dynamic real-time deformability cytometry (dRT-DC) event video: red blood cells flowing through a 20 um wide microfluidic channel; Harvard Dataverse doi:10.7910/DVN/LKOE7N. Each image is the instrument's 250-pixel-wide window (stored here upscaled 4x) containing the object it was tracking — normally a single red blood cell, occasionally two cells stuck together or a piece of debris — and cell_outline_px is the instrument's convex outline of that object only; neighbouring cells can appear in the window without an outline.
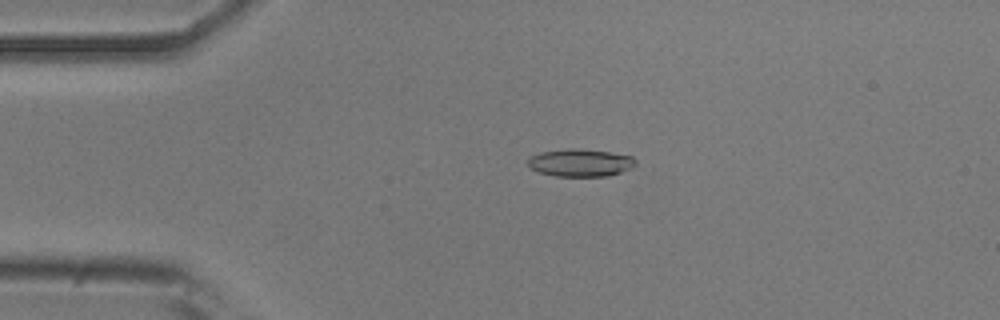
{"species": "common noctule bat (a hibernating species)", "species_latin": "Nyctalus noctula", "temperature_condition": "room temperature", "stored_images_in_passage": 48, "camera_frame_rate_fps": 3000, "um_per_image_px": 0.085, "animal": {"sex": "male", "body_mass_g": 20.5, "forearm_length_mm": 52.5}, "frame": {"image": 1, "passage_image": 6, "time_ms": 1.667, "image_size_px": [1000, 320], "cell_outline_px": [[636, 164], [632, 168], [608, 176], [556, 176], [540, 172], [532, 168], [528, 164], [528, 156], [540, 152], [568, 148], [576, 148], [608, 152], [632, 156], [636, 160]], "centroid_in_image_um": [49.33, 13.82], "position_along_channel_um": 35.7, "area_um2": 17.28}}
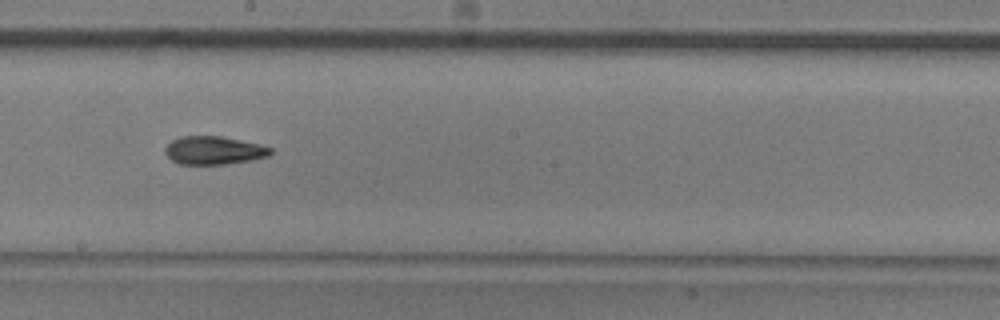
{"frame": {"image": 2, "passage_image": 24, "time_ms": 7.667, "image_size_px": [1000, 320], "cell_outline_px": [[272, 152], [268, 156], [252, 160], [224, 164], [180, 164], [172, 160], [164, 152], [164, 148], [172, 140], [180, 136], [220, 136], [240, 140], [272, 148]], "centroid_in_image_um": [18.15, 12.78], "position_along_channel_um": 230.1, "area_um2": 17.17}}
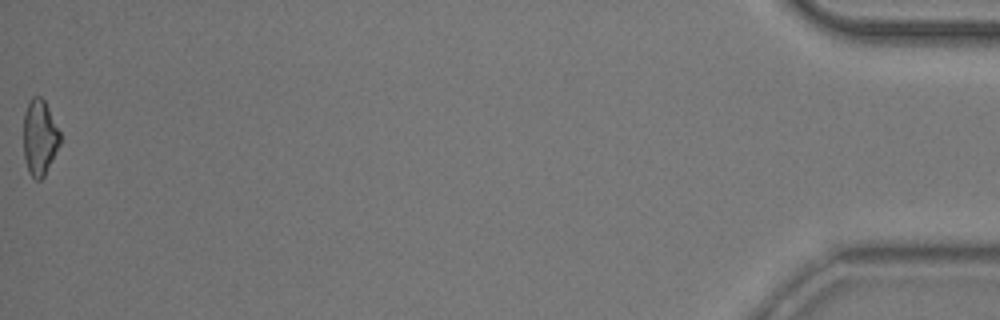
{"frame": {"image": 3, "passage_image": 48, "time_ms": 15.667, "image_size_px": [1000, 320], "cell_outline_px": [[60, 144], [44, 176], [40, 180], [36, 180], [28, 172], [24, 156], [24, 112], [32, 96], [40, 96], [44, 100], [60, 132]], "centroid_in_image_um": [3.36, 11.69], "position_along_channel_um": 431.8, "area_um2": 15.95}, "authors_computed_cell_mechanics": {"area_um2": 17.2244, "velocity_mm_per_s": 3.7846, "shape_relaxation_time_tau1_ms": 8.489, "shape_relaxation_time_tau2_ms": 3.6914, "deformation_change_tau1": 0.2024, "deformation_change_tau2": 0.1161}}